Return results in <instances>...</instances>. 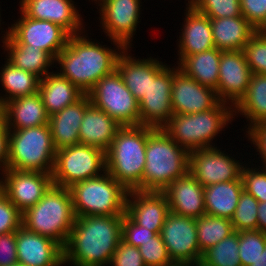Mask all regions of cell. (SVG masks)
Masks as SVG:
<instances>
[{"instance_id": "cell-1", "label": "cell", "mask_w": 266, "mask_h": 266, "mask_svg": "<svg viewBox=\"0 0 266 266\" xmlns=\"http://www.w3.org/2000/svg\"><path fill=\"white\" fill-rule=\"evenodd\" d=\"M123 215L76 217L63 248V264L110 266L122 240Z\"/></svg>"}, {"instance_id": "cell-2", "label": "cell", "mask_w": 266, "mask_h": 266, "mask_svg": "<svg viewBox=\"0 0 266 266\" xmlns=\"http://www.w3.org/2000/svg\"><path fill=\"white\" fill-rule=\"evenodd\" d=\"M82 34L69 36L66 47L58 54L55 62L60 65L58 73L62 77L88 94L102 77L116 69L117 58L125 47L112 50L100 42L94 43Z\"/></svg>"}, {"instance_id": "cell-3", "label": "cell", "mask_w": 266, "mask_h": 266, "mask_svg": "<svg viewBox=\"0 0 266 266\" xmlns=\"http://www.w3.org/2000/svg\"><path fill=\"white\" fill-rule=\"evenodd\" d=\"M145 161L141 191L163 192L174 180L188 173L189 151L162 128L147 126Z\"/></svg>"}, {"instance_id": "cell-4", "label": "cell", "mask_w": 266, "mask_h": 266, "mask_svg": "<svg viewBox=\"0 0 266 266\" xmlns=\"http://www.w3.org/2000/svg\"><path fill=\"white\" fill-rule=\"evenodd\" d=\"M72 196L69 188L52 185L34 206L22 213V225L57 242L67 243L75 223Z\"/></svg>"}, {"instance_id": "cell-5", "label": "cell", "mask_w": 266, "mask_h": 266, "mask_svg": "<svg viewBox=\"0 0 266 266\" xmlns=\"http://www.w3.org/2000/svg\"><path fill=\"white\" fill-rule=\"evenodd\" d=\"M146 144L147 126H122L105 152L106 171L128 191H141Z\"/></svg>"}, {"instance_id": "cell-6", "label": "cell", "mask_w": 266, "mask_h": 266, "mask_svg": "<svg viewBox=\"0 0 266 266\" xmlns=\"http://www.w3.org/2000/svg\"><path fill=\"white\" fill-rule=\"evenodd\" d=\"M232 109L230 104L220 102L215 108L205 112L174 114L162 129L189 152L215 147L212 145L215 136L234 120Z\"/></svg>"}, {"instance_id": "cell-7", "label": "cell", "mask_w": 266, "mask_h": 266, "mask_svg": "<svg viewBox=\"0 0 266 266\" xmlns=\"http://www.w3.org/2000/svg\"><path fill=\"white\" fill-rule=\"evenodd\" d=\"M76 217L124 215L128 190L107 171L69 187Z\"/></svg>"}, {"instance_id": "cell-8", "label": "cell", "mask_w": 266, "mask_h": 266, "mask_svg": "<svg viewBox=\"0 0 266 266\" xmlns=\"http://www.w3.org/2000/svg\"><path fill=\"white\" fill-rule=\"evenodd\" d=\"M56 152L48 124L9 130L7 168L52 174Z\"/></svg>"}, {"instance_id": "cell-9", "label": "cell", "mask_w": 266, "mask_h": 266, "mask_svg": "<svg viewBox=\"0 0 266 266\" xmlns=\"http://www.w3.org/2000/svg\"><path fill=\"white\" fill-rule=\"evenodd\" d=\"M178 69L179 66L170 68L156 58L149 57V88L138 102L139 125L162 128L172 118L173 74Z\"/></svg>"}, {"instance_id": "cell-10", "label": "cell", "mask_w": 266, "mask_h": 266, "mask_svg": "<svg viewBox=\"0 0 266 266\" xmlns=\"http://www.w3.org/2000/svg\"><path fill=\"white\" fill-rule=\"evenodd\" d=\"M106 171L105 152L97 147L76 144L57 150L52 171L53 185L69 188Z\"/></svg>"}, {"instance_id": "cell-11", "label": "cell", "mask_w": 266, "mask_h": 266, "mask_svg": "<svg viewBox=\"0 0 266 266\" xmlns=\"http://www.w3.org/2000/svg\"><path fill=\"white\" fill-rule=\"evenodd\" d=\"M91 103L122 126H139V105L115 69L87 94Z\"/></svg>"}, {"instance_id": "cell-12", "label": "cell", "mask_w": 266, "mask_h": 266, "mask_svg": "<svg viewBox=\"0 0 266 266\" xmlns=\"http://www.w3.org/2000/svg\"><path fill=\"white\" fill-rule=\"evenodd\" d=\"M6 30V37L14 45H32L46 51L54 60L66 47L70 34L60 25L25 16Z\"/></svg>"}, {"instance_id": "cell-13", "label": "cell", "mask_w": 266, "mask_h": 266, "mask_svg": "<svg viewBox=\"0 0 266 266\" xmlns=\"http://www.w3.org/2000/svg\"><path fill=\"white\" fill-rule=\"evenodd\" d=\"M224 152L216 146L190 151L188 172L203 187L219 182L242 180L241 170L244 164Z\"/></svg>"}, {"instance_id": "cell-14", "label": "cell", "mask_w": 266, "mask_h": 266, "mask_svg": "<svg viewBox=\"0 0 266 266\" xmlns=\"http://www.w3.org/2000/svg\"><path fill=\"white\" fill-rule=\"evenodd\" d=\"M101 27L115 47L131 48L140 22V0H99ZM131 44V45H130Z\"/></svg>"}, {"instance_id": "cell-15", "label": "cell", "mask_w": 266, "mask_h": 266, "mask_svg": "<svg viewBox=\"0 0 266 266\" xmlns=\"http://www.w3.org/2000/svg\"><path fill=\"white\" fill-rule=\"evenodd\" d=\"M1 173L0 190L21 213L41 200L53 185L51 173L10 168Z\"/></svg>"}, {"instance_id": "cell-16", "label": "cell", "mask_w": 266, "mask_h": 266, "mask_svg": "<svg viewBox=\"0 0 266 266\" xmlns=\"http://www.w3.org/2000/svg\"><path fill=\"white\" fill-rule=\"evenodd\" d=\"M171 260L176 265H189L201 259L197 241L196 219L169 213L160 231Z\"/></svg>"}, {"instance_id": "cell-17", "label": "cell", "mask_w": 266, "mask_h": 266, "mask_svg": "<svg viewBox=\"0 0 266 266\" xmlns=\"http://www.w3.org/2000/svg\"><path fill=\"white\" fill-rule=\"evenodd\" d=\"M251 76L243 50L222 51L216 90L220 101L234 108L245 96Z\"/></svg>"}, {"instance_id": "cell-18", "label": "cell", "mask_w": 266, "mask_h": 266, "mask_svg": "<svg viewBox=\"0 0 266 266\" xmlns=\"http://www.w3.org/2000/svg\"><path fill=\"white\" fill-rule=\"evenodd\" d=\"M220 102L216 90L201 85L180 69L173 74L171 105L174 114L205 112Z\"/></svg>"}, {"instance_id": "cell-19", "label": "cell", "mask_w": 266, "mask_h": 266, "mask_svg": "<svg viewBox=\"0 0 266 266\" xmlns=\"http://www.w3.org/2000/svg\"><path fill=\"white\" fill-rule=\"evenodd\" d=\"M20 12L29 18L60 25L70 35L83 32V19L72 0H21Z\"/></svg>"}, {"instance_id": "cell-20", "label": "cell", "mask_w": 266, "mask_h": 266, "mask_svg": "<svg viewBox=\"0 0 266 266\" xmlns=\"http://www.w3.org/2000/svg\"><path fill=\"white\" fill-rule=\"evenodd\" d=\"M18 262L26 266H62L63 248L54 240L33 233L25 226L16 231Z\"/></svg>"}, {"instance_id": "cell-21", "label": "cell", "mask_w": 266, "mask_h": 266, "mask_svg": "<svg viewBox=\"0 0 266 266\" xmlns=\"http://www.w3.org/2000/svg\"><path fill=\"white\" fill-rule=\"evenodd\" d=\"M125 213L137 225L160 234L170 209L163 192L130 190Z\"/></svg>"}, {"instance_id": "cell-22", "label": "cell", "mask_w": 266, "mask_h": 266, "mask_svg": "<svg viewBox=\"0 0 266 266\" xmlns=\"http://www.w3.org/2000/svg\"><path fill=\"white\" fill-rule=\"evenodd\" d=\"M163 193L175 215L196 219L206 214L204 187L189 172L174 180Z\"/></svg>"}, {"instance_id": "cell-23", "label": "cell", "mask_w": 266, "mask_h": 266, "mask_svg": "<svg viewBox=\"0 0 266 266\" xmlns=\"http://www.w3.org/2000/svg\"><path fill=\"white\" fill-rule=\"evenodd\" d=\"M186 9L183 31L178 39V65L187 56L215 48L210 18L194 8Z\"/></svg>"}, {"instance_id": "cell-24", "label": "cell", "mask_w": 266, "mask_h": 266, "mask_svg": "<svg viewBox=\"0 0 266 266\" xmlns=\"http://www.w3.org/2000/svg\"><path fill=\"white\" fill-rule=\"evenodd\" d=\"M91 103L87 94L77 102L49 116L48 125L56 150L79 144V129L86 107Z\"/></svg>"}, {"instance_id": "cell-25", "label": "cell", "mask_w": 266, "mask_h": 266, "mask_svg": "<svg viewBox=\"0 0 266 266\" xmlns=\"http://www.w3.org/2000/svg\"><path fill=\"white\" fill-rule=\"evenodd\" d=\"M2 116L9 130L38 127L49 121L39 92L6 102L2 106Z\"/></svg>"}, {"instance_id": "cell-26", "label": "cell", "mask_w": 266, "mask_h": 266, "mask_svg": "<svg viewBox=\"0 0 266 266\" xmlns=\"http://www.w3.org/2000/svg\"><path fill=\"white\" fill-rule=\"evenodd\" d=\"M121 127L115 119L90 103L81 121L79 144L94 146L106 152Z\"/></svg>"}, {"instance_id": "cell-27", "label": "cell", "mask_w": 266, "mask_h": 266, "mask_svg": "<svg viewBox=\"0 0 266 266\" xmlns=\"http://www.w3.org/2000/svg\"><path fill=\"white\" fill-rule=\"evenodd\" d=\"M214 46L222 51L243 50L257 31L243 16L210 18Z\"/></svg>"}, {"instance_id": "cell-28", "label": "cell", "mask_w": 266, "mask_h": 266, "mask_svg": "<svg viewBox=\"0 0 266 266\" xmlns=\"http://www.w3.org/2000/svg\"><path fill=\"white\" fill-rule=\"evenodd\" d=\"M46 113L50 116L77 102L84 93L58 71L40 79L39 90Z\"/></svg>"}, {"instance_id": "cell-29", "label": "cell", "mask_w": 266, "mask_h": 266, "mask_svg": "<svg viewBox=\"0 0 266 266\" xmlns=\"http://www.w3.org/2000/svg\"><path fill=\"white\" fill-rule=\"evenodd\" d=\"M243 188L242 180L219 182L204 187L206 214L231 219Z\"/></svg>"}, {"instance_id": "cell-30", "label": "cell", "mask_w": 266, "mask_h": 266, "mask_svg": "<svg viewBox=\"0 0 266 266\" xmlns=\"http://www.w3.org/2000/svg\"><path fill=\"white\" fill-rule=\"evenodd\" d=\"M3 46L7 51V60L24 71L31 72L42 79L47 74L55 60L44 50L32 45H14L4 33Z\"/></svg>"}, {"instance_id": "cell-31", "label": "cell", "mask_w": 266, "mask_h": 266, "mask_svg": "<svg viewBox=\"0 0 266 266\" xmlns=\"http://www.w3.org/2000/svg\"><path fill=\"white\" fill-rule=\"evenodd\" d=\"M221 53L222 50L215 47L187 56L178 65L179 69L201 85L217 90Z\"/></svg>"}, {"instance_id": "cell-32", "label": "cell", "mask_w": 266, "mask_h": 266, "mask_svg": "<svg viewBox=\"0 0 266 266\" xmlns=\"http://www.w3.org/2000/svg\"><path fill=\"white\" fill-rule=\"evenodd\" d=\"M130 48H124L116 61V70L124 84L139 102L149 88V58L136 59L128 55Z\"/></svg>"}, {"instance_id": "cell-33", "label": "cell", "mask_w": 266, "mask_h": 266, "mask_svg": "<svg viewBox=\"0 0 266 266\" xmlns=\"http://www.w3.org/2000/svg\"><path fill=\"white\" fill-rule=\"evenodd\" d=\"M249 121V128L266 121V75L252 74L245 96L233 108Z\"/></svg>"}, {"instance_id": "cell-34", "label": "cell", "mask_w": 266, "mask_h": 266, "mask_svg": "<svg viewBox=\"0 0 266 266\" xmlns=\"http://www.w3.org/2000/svg\"><path fill=\"white\" fill-rule=\"evenodd\" d=\"M1 68L0 82L6 95L0 96V103L3 106L6 102L15 98L35 94L39 90L40 78L31 72L24 71L5 61Z\"/></svg>"}, {"instance_id": "cell-35", "label": "cell", "mask_w": 266, "mask_h": 266, "mask_svg": "<svg viewBox=\"0 0 266 266\" xmlns=\"http://www.w3.org/2000/svg\"><path fill=\"white\" fill-rule=\"evenodd\" d=\"M196 224L201 253L235 232L231 219L210 214L196 218Z\"/></svg>"}, {"instance_id": "cell-36", "label": "cell", "mask_w": 266, "mask_h": 266, "mask_svg": "<svg viewBox=\"0 0 266 266\" xmlns=\"http://www.w3.org/2000/svg\"><path fill=\"white\" fill-rule=\"evenodd\" d=\"M239 233L235 231L202 253L201 259L210 266H242L238 255Z\"/></svg>"}, {"instance_id": "cell-37", "label": "cell", "mask_w": 266, "mask_h": 266, "mask_svg": "<svg viewBox=\"0 0 266 266\" xmlns=\"http://www.w3.org/2000/svg\"><path fill=\"white\" fill-rule=\"evenodd\" d=\"M259 202L245 190L242 191L235 213L231 218L234 230H257V209Z\"/></svg>"}, {"instance_id": "cell-38", "label": "cell", "mask_w": 266, "mask_h": 266, "mask_svg": "<svg viewBox=\"0 0 266 266\" xmlns=\"http://www.w3.org/2000/svg\"><path fill=\"white\" fill-rule=\"evenodd\" d=\"M238 255L242 266L254 264L266 246V233L260 230L239 231Z\"/></svg>"}, {"instance_id": "cell-39", "label": "cell", "mask_w": 266, "mask_h": 266, "mask_svg": "<svg viewBox=\"0 0 266 266\" xmlns=\"http://www.w3.org/2000/svg\"><path fill=\"white\" fill-rule=\"evenodd\" d=\"M243 51L252 74L266 75V36L256 31Z\"/></svg>"}, {"instance_id": "cell-40", "label": "cell", "mask_w": 266, "mask_h": 266, "mask_svg": "<svg viewBox=\"0 0 266 266\" xmlns=\"http://www.w3.org/2000/svg\"><path fill=\"white\" fill-rule=\"evenodd\" d=\"M193 8L209 18L242 16L240 0H197Z\"/></svg>"}, {"instance_id": "cell-41", "label": "cell", "mask_w": 266, "mask_h": 266, "mask_svg": "<svg viewBox=\"0 0 266 266\" xmlns=\"http://www.w3.org/2000/svg\"><path fill=\"white\" fill-rule=\"evenodd\" d=\"M138 249L146 266H176L160 234L142 243Z\"/></svg>"}, {"instance_id": "cell-42", "label": "cell", "mask_w": 266, "mask_h": 266, "mask_svg": "<svg viewBox=\"0 0 266 266\" xmlns=\"http://www.w3.org/2000/svg\"><path fill=\"white\" fill-rule=\"evenodd\" d=\"M257 168L243 166L241 179L244 190L251 194L258 202H266V168L263 165ZM261 171H260V170Z\"/></svg>"}, {"instance_id": "cell-43", "label": "cell", "mask_w": 266, "mask_h": 266, "mask_svg": "<svg viewBox=\"0 0 266 266\" xmlns=\"http://www.w3.org/2000/svg\"><path fill=\"white\" fill-rule=\"evenodd\" d=\"M22 226V213L0 190V235L16 232Z\"/></svg>"}, {"instance_id": "cell-44", "label": "cell", "mask_w": 266, "mask_h": 266, "mask_svg": "<svg viewBox=\"0 0 266 266\" xmlns=\"http://www.w3.org/2000/svg\"><path fill=\"white\" fill-rule=\"evenodd\" d=\"M156 235V232L137 225L126 213L123 215L122 240L127 244L139 247Z\"/></svg>"}, {"instance_id": "cell-45", "label": "cell", "mask_w": 266, "mask_h": 266, "mask_svg": "<svg viewBox=\"0 0 266 266\" xmlns=\"http://www.w3.org/2000/svg\"><path fill=\"white\" fill-rule=\"evenodd\" d=\"M111 266H146L138 247L120 241L112 256Z\"/></svg>"}, {"instance_id": "cell-46", "label": "cell", "mask_w": 266, "mask_h": 266, "mask_svg": "<svg viewBox=\"0 0 266 266\" xmlns=\"http://www.w3.org/2000/svg\"><path fill=\"white\" fill-rule=\"evenodd\" d=\"M242 16L258 30L266 21V0H240Z\"/></svg>"}, {"instance_id": "cell-47", "label": "cell", "mask_w": 266, "mask_h": 266, "mask_svg": "<svg viewBox=\"0 0 266 266\" xmlns=\"http://www.w3.org/2000/svg\"><path fill=\"white\" fill-rule=\"evenodd\" d=\"M18 262L16 232L0 235V266H10Z\"/></svg>"}, {"instance_id": "cell-48", "label": "cell", "mask_w": 266, "mask_h": 266, "mask_svg": "<svg viewBox=\"0 0 266 266\" xmlns=\"http://www.w3.org/2000/svg\"><path fill=\"white\" fill-rule=\"evenodd\" d=\"M248 140L255 145L259 156L262 158L264 167L266 168V121L258 123L246 131Z\"/></svg>"}, {"instance_id": "cell-49", "label": "cell", "mask_w": 266, "mask_h": 266, "mask_svg": "<svg viewBox=\"0 0 266 266\" xmlns=\"http://www.w3.org/2000/svg\"><path fill=\"white\" fill-rule=\"evenodd\" d=\"M9 129L3 116L0 118V170L7 169Z\"/></svg>"}, {"instance_id": "cell-50", "label": "cell", "mask_w": 266, "mask_h": 266, "mask_svg": "<svg viewBox=\"0 0 266 266\" xmlns=\"http://www.w3.org/2000/svg\"><path fill=\"white\" fill-rule=\"evenodd\" d=\"M257 230L266 233V202H259L258 205Z\"/></svg>"}, {"instance_id": "cell-51", "label": "cell", "mask_w": 266, "mask_h": 266, "mask_svg": "<svg viewBox=\"0 0 266 266\" xmlns=\"http://www.w3.org/2000/svg\"><path fill=\"white\" fill-rule=\"evenodd\" d=\"M249 266H266V246L264 251L260 254V256L256 259L254 264Z\"/></svg>"}, {"instance_id": "cell-52", "label": "cell", "mask_w": 266, "mask_h": 266, "mask_svg": "<svg viewBox=\"0 0 266 266\" xmlns=\"http://www.w3.org/2000/svg\"><path fill=\"white\" fill-rule=\"evenodd\" d=\"M189 266H210L205 263L202 259L196 260L193 263L189 264Z\"/></svg>"}, {"instance_id": "cell-53", "label": "cell", "mask_w": 266, "mask_h": 266, "mask_svg": "<svg viewBox=\"0 0 266 266\" xmlns=\"http://www.w3.org/2000/svg\"><path fill=\"white\" fill-rule=\"evenodd\" d=\"M257 31L260 34L266 36V21L262 24V26Z\"/></svg>"}, {"instance_id": "cell-54", "label": "cell", "mask_w": 266, "mask_h": 266, "mask_svg": "<svg viewBox=\"0 0 266 266\" xmlns=\"http://www.w3.org/2000/svg\"><path fill=\"white\" fill-rule=\"evenodd\" d=\"M196 2L197 0H188V3L186 4L187 8H193Z\"/></svg>"}, {"instance_id": "cell-55", "label": "cell", "mask_w": 266, "mask_h": 266, "mask_svg": "<svg viewBox=\"0 0 266 266\" xmlns=\"http://www.w3.org/2000/svg\"><path fill=\"white\" fill-rule=\"evenodd\" d=\"M10 266H26V265L17 262L16 264H13V265H10Z\"/></svg>"}, {"instance_id": "cell-56", "label": "cell", "mask_w": 266, "mask_h": 266, "mask_svg": "<svg viewBox=\"0 0 266 266\" xmlns=\"http://www.w3.org/2000/svg\"><path fill=\"white\" fill-rule=\"evenodd\" d=\"M2 117V105L0 103V118Z\"/></svg>"}]
</instances>
